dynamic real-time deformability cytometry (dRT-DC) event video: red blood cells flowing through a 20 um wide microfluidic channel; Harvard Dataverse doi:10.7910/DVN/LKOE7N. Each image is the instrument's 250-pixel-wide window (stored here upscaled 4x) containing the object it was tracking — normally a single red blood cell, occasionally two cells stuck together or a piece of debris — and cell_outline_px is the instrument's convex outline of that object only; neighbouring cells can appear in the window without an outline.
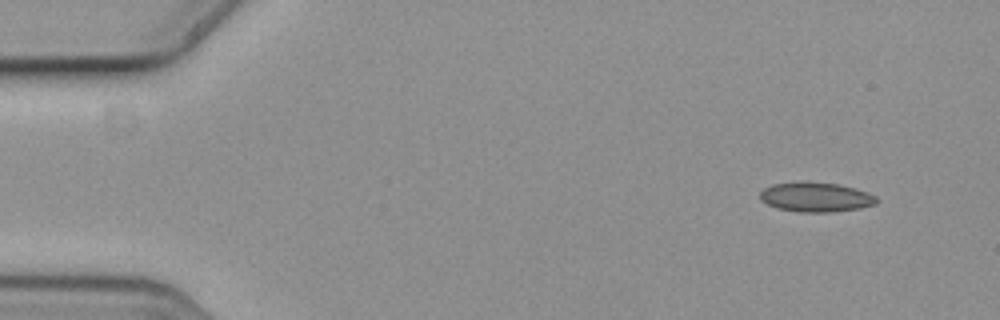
{"species": "common noctule bat (a hibernating species)", "species_latin": "Nyctalus noctula", "temperature_condition": "cold", "stored_images_in_passage": 5, "camera_frame_rate_fps": 3000, "um_per_image_px": 0.085, "animal": {"sex": "female", "body_mass_g": 19.3, "forearm_length_mm": 54.1}, "frame": {"image": 1, "passage_image": 1, "time_ms": 0.0, "image_size_px": [1000, 320], "cell_outline_px": [[880, 200], [876, 204], [860, 208], [832, 212], [800, 212], [776, 208], [760, 200], [760, 192], [764, 188], [772, 184], [836, 184], [868, 192], [876, 196]], "centroid_in_image_um": [69.38, 16.8], "position_along_channel_um": 15.6, "area_um2": 19.42}}
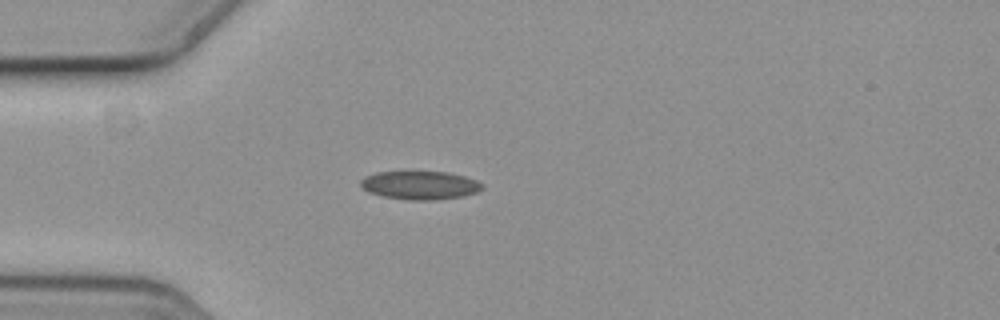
{"frame": {"image": 2, "passage_image": 4, "time_ms": 1.0, "image_size_px": [1000, 320], "cell_outline_px": [[484, 188], [476, 192], [464, 196], [436, 200], [408, 200], [380, 196], [368, 192], [360, 184], [360, 180], [364, 176], [376, 172], [412, 168], [448, 172], [464, 176], [476, 180]], "centroid_in_image_um": [35.64, 15.69], "position_along_channel_um": 49.4, "area_um2": 21.21}}